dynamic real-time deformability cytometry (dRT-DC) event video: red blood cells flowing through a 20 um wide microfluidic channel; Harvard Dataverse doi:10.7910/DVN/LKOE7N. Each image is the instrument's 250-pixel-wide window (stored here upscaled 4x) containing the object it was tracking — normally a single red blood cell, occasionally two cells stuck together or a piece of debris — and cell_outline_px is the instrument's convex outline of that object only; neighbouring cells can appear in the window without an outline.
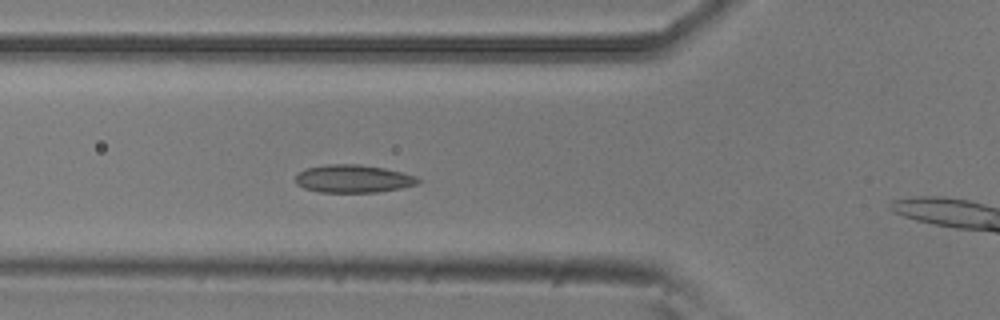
{"species": "common noctule bat (a hibernating species)", "species_latin": "Nyctalus noctula", "temperature_condition": "room temperature", "stored_images_in_passage": 4, "camera_frame_rate_fps": 3000, "um_per_image_px": 0.085, "animal": {"sex": "male", "body_mass_g": 20.5, "forearm_length_mm": 52.5}, "frame": {"image": 1, "passage_image": 3, "time_ms": 0.667, "image_size_px": [1000, 320], "cell_outline_px": [[420, 180], [416, 184], [400, 188], [376, 192], [320, 192], [304, 188], [296, 184], [296, 176], [300, 172], [308, 168], [328, 164], [360, 164], [384, 168], [416, 176]], "centroid_in_image_um": [30.01, 15.19], "position_along_channel_um": 95.8, "area_um2": 19.65}}